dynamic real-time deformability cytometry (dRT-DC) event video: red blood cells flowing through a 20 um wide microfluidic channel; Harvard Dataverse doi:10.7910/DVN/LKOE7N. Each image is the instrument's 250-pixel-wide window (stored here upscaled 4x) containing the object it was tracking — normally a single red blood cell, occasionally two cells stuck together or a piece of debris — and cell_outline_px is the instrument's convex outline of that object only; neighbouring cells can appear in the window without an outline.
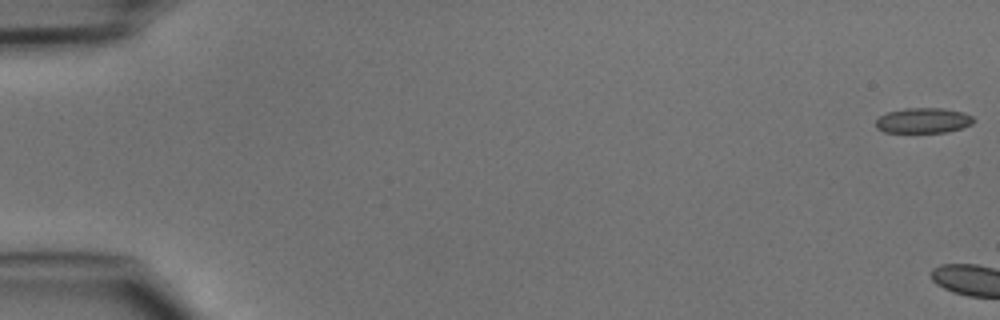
{"species": "common noctule bat (a hibernating species)", "species_latin": "Nyctalus noctula", "temperature_condition": "cold", "stored_images_in_passage": 4, "camera_frame_rate_fps": 3000, "um_per_image_px": 0.085, "animal": {"sex": "male", "body_mass_g": 15.6}, "frame": {"image": 1, "passage_image": 1, "time_ms": 0.0, "image_size_px": [1000, 320], "cell_outline_px": [[976, 120], [972, 124], [948, 132], [884, 132], [876, 128], [876, 120], [880, 116], [888, 112], [904, 108], [944, 108], [964, 112], [972, 116]], "centroid_in_image_um": [78.5, 10.24], "position_along_channel_um": 6.5, "area_um2": 14.45}}